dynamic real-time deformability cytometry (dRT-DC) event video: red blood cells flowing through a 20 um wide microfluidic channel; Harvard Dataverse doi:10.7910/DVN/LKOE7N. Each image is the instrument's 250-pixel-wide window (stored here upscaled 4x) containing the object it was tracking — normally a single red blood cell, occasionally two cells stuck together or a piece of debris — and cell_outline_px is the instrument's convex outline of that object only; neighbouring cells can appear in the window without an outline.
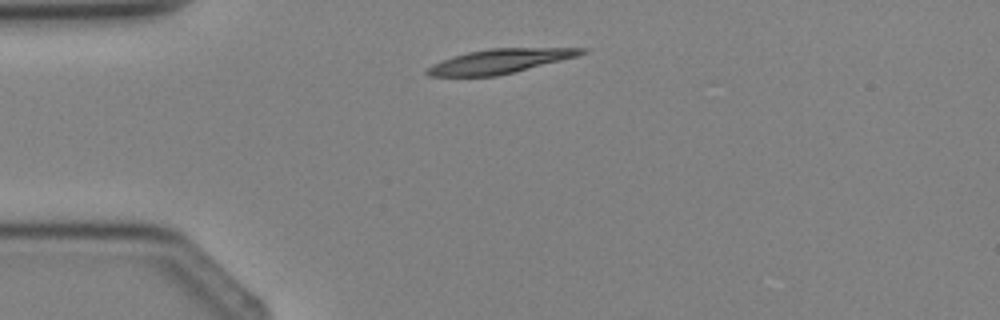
{"species": "Egyptian fruit bat (a non-hibernating species)", "species_latin": "Rousettus aegyptiacus", "temperature_condition": "cold", "stored_images_in_passage": 2, "camera_frame_rate_fps": 3000, "um_per_image_px": 0.085, "animal": {"sex": "female"}, "frame": {"image": 1, "passage_image": 2, "time_ms": 1.0, "image_size_px": [1000, 320], "cell_outline_px": [[588, 52], [576, 56], [496, 76], [428, 76], [424, 72], [432, 64], [468, 52], [488, 48], [588, 48]], "centroid_in_image_um": [42.47, 5.2], "position_along_channel_um": 42.5, "area_um2": 21.39}}